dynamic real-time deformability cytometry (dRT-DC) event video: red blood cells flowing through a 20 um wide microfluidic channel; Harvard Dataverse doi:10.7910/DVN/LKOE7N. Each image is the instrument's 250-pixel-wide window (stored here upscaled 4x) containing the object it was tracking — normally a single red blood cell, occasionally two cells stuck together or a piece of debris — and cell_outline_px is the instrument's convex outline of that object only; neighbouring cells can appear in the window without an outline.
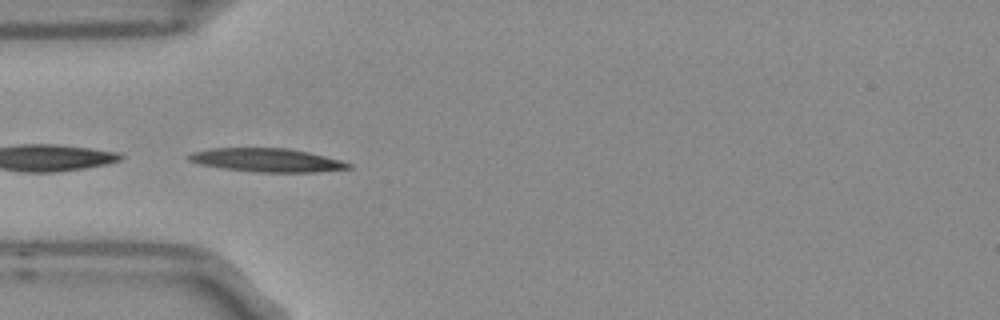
{"species": "Egyptian fruit bat (a non-hibernating species)", "species_latin": "Rousettus aegyptiacus", "temperature_condition": "room temperature", "stored_images_in_passage": 13, "camera_frame_rate_fps": 3000, "um_per_image_px": 0.085, "frame": {"image": 1, "passage_image": 3, "time_ms": 0.667, "image_size_px": [1000, 320], "cell_outline_px": [[352, 168], [312, 172], [260, 172], [224, 168], [200, 164], [188, 160], [188, 156], [192, 152], [212, 148], [288, 148], [308, 152], [340, 160], [352, 164]], "centroid_in_image_um": [22.69, 13.6], "position_along_channel_um": 62.3, "area_um2": 21.62}}
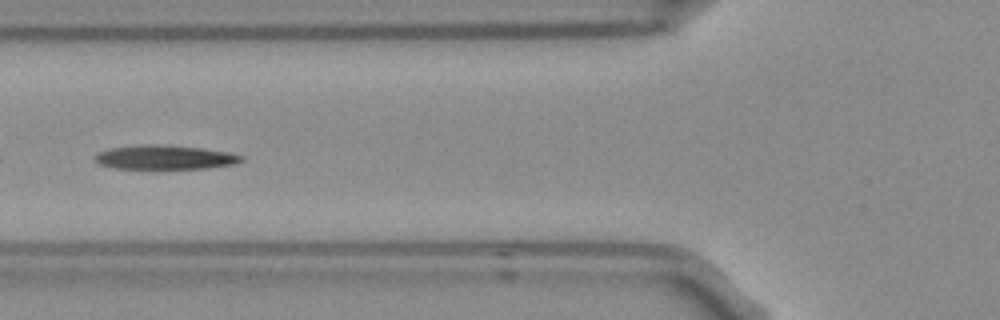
{"frame": {"image": 2, "passage_image": 4, "time_ms": 1.0, "image_size_px": [1000, 320], "cell_outline_px": [[244, 160], [236, 164], [208, 168], [116, 168], [100, 164], [92, 160], [92, 156], [100, 152], [112, 148], [148, 144], [152, 144], [200, 148], [228, 152], [244, 156]], "centroid_in_image_um": [14.03, 13.37], "position_along_channel_um": 111.8, "area_um2": 20.35}}
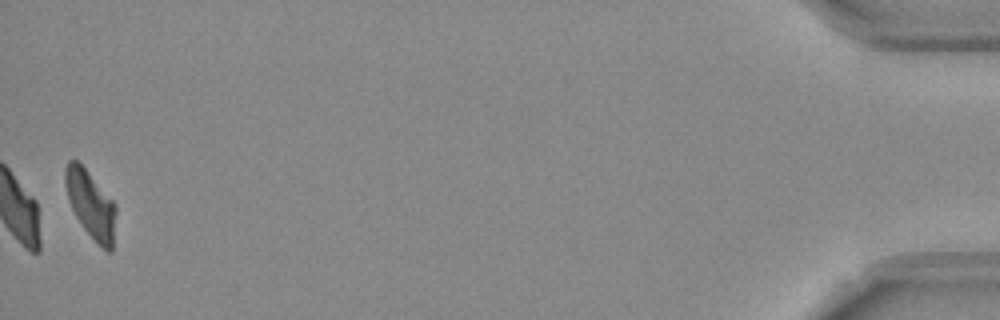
{"frame": {"image": 3, "passage_image": 13, "time_ms": 4.0, "image_size_px": [1000, 320], "cell_outline_px": [[116, 212], [112, 252], [108, 252], [84, 228], [76, 216], [68, 200], [64, 180], [64, 168], [68, 160], [76, 160], [84, 168], [116, 204]], "centroid_in_image_um": [7.7, 17.35], "position_along_channel_um": 427.5, "area_um2": 19.48}}